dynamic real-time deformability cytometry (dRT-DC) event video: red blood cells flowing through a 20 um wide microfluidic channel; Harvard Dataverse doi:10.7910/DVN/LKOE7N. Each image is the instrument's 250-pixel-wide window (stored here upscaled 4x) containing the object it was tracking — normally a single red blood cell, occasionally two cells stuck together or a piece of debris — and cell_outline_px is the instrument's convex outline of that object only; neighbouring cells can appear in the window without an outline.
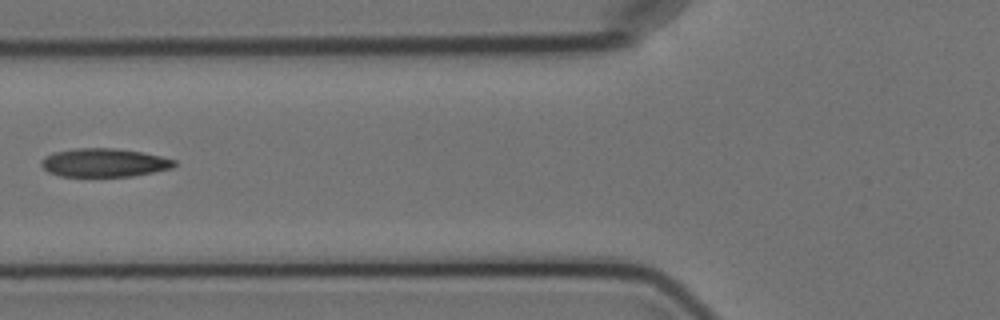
{"species": "Egyptian fruit bat (a non-hibernating species)", "species_latin": "Rousettus aegyptiacus", "temperature_condition": "cold", "stored_images_in_passage": 7, "camera_frame_rate_fps": 3000, "um_per_image_px": 0.085, "animal": {"sex": "female"}, "frame": {"image": 1, "passage_image": 5, "time_ms": 5.667, "image_size_px": [1000, 320], "cell_outline_px": [[176, 164], [172, 168], [132, 176], [60, 176], [48, 172], [40, 164], [40, 160], [44, 156], [52, 152], [76, 148], [116, 148], [140, 152], [160, 156], [176, 160]], "centroid_in_image_um": [8.81, 13.82], "position_along_channel_um": 117.0, "area_um2": 22.08}}
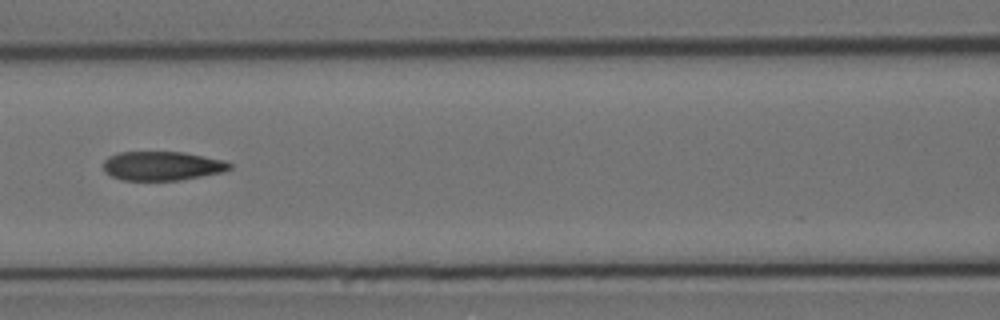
{"frame": {"image": 2, "passage_image": 6, "time_ms": 6.667, "image_size_px": [1000, 320], "cell_outline_px": [[232, 168], [224, 172], [180, 180], [120, 180], [104, 172], [104, 160], [108, 156], [120, 152], [184, 152], [224, 160], [232, 164]], "centroid_in_image_um": [13.79, 14.1], "position_along_channel_um": 152.8, "area_um2": 21.5}}
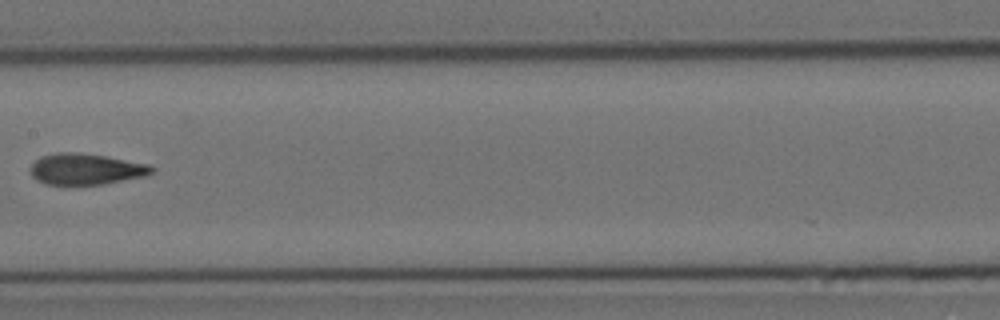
{"frame": {"image": 3, "passage_image": 7, "time_ms": 8.0, "image_size_px": [1000, 320], "cell_outline_px": [[156, 168], [152, 172], [144, 176], [104, 184], [44, 184], [36, 180], [32, 176], [28, 168], [40, 156], [56, 152], [80, 152], [104, 156], [148, 164]], "centroid_in_image_um": [7.25, 14.36], "position_along_channel_um": 200.2, "area_um2": 22.02}}